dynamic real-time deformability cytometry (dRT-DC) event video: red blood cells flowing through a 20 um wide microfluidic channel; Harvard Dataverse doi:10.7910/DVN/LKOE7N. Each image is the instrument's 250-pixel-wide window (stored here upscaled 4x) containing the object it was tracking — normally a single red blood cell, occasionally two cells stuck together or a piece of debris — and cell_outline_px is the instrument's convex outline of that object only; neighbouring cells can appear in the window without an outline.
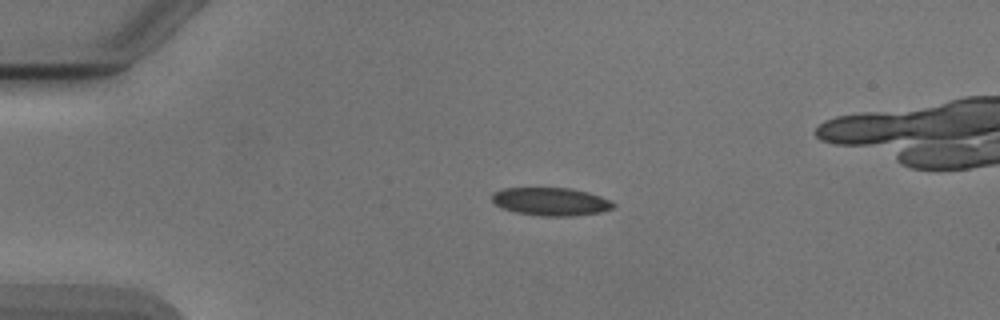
{"species": "Egyptian fruit bat (a non-hibernating species)", "species_latin": "Rousettus aegyptiacus", "temperature_condition": "cold", "stored_images_in_passage": 39, "camera_frame_rate_fps": 3000, "um_per_image_px": 0.085, "animal": {"sex": "male"}, "frame": {"image": 1, "passage_image": 1, "time_ms": 0.0, "image_size_px": [1000, 320], "cell_outline_px": [[616, 204], [612, 208], [600, 212], [576, 216], [540, 216], [516, 212], [504, 208], [496, 204], [492, 200], [492, 192], [504, 188], [572, 188], [588, 192], [600, 196]], "centroid_in_image_um": [46.82, 17.13], "position_along_channel_um": 38.2, "area_um2": 19.77}}
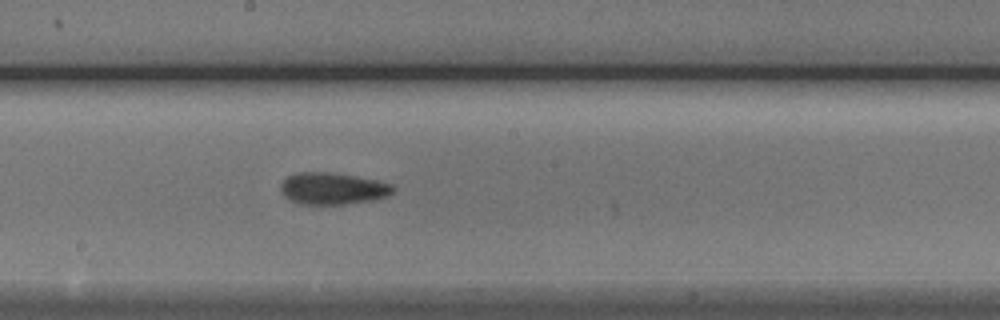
{"frame": {"image": 2, "passage_image": 18, "time_ms": 5.667, "image_size_px": [1000, 320], "cell_outline_px": [[396, 188], [388, 196], [372, 200], [344, 204], [300, 204], [284, 196], [280, 188], [280, 184], [288, 176], [296, 172], [328, 172], [376, 180], [392, 184]], "centroid_in_image_um": [28.27, 16.02], "position_along_channel_um": 219.9, "area_um2": 20.69}}
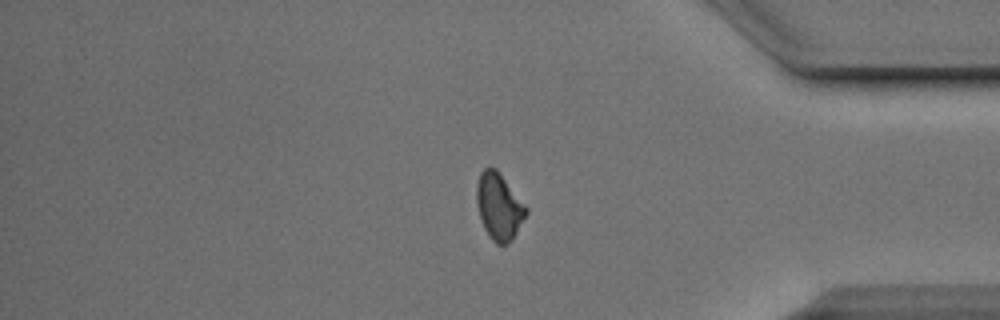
{"frame": {"image": 3, "passage_image": 33, "time_ms": 10.667, "image_size_px": [1000, 320], "cell_outline_px": [[528, 212], [512, 240], [508, 244], [496, 244], [488, 236], [480, 220], [476, 204], [476, 188], [480, 172], [488, 164], [496, 168], [528, 208]], "centroid_in_image_um": [42.39, 17.54], "position_along_channel_um": 392.8, "area_um2": 19.48}}